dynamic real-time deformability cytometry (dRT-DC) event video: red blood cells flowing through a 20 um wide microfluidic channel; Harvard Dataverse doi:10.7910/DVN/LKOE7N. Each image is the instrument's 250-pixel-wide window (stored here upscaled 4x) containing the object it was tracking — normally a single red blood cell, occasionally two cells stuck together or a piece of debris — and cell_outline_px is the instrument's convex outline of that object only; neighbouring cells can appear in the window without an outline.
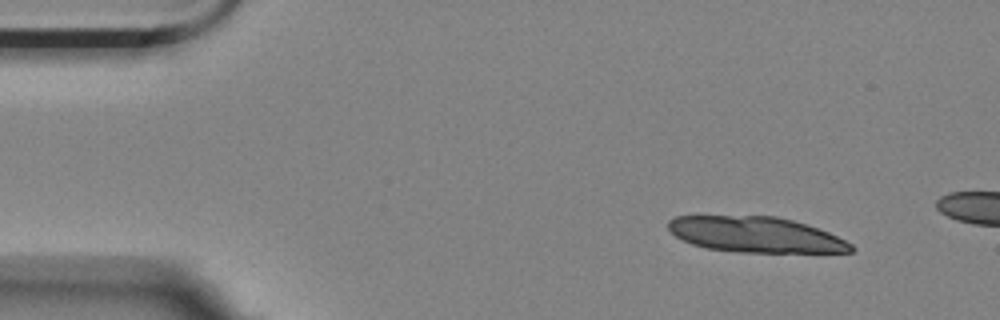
{"species": "Egyptian fruit bat (a non-hibernating species)", "species_latin": "Rousettus aegyptiacus", "temperature_condition": "room temperature", "stored_images_in_passage": 4, "camera_frame_rate_fps": 3000, "um_per_image_px": 0.085, "animal": {"sex": "female"}, "frame": {"image": 1, "passage_image": 1, "time_ms": 0.0, "image_size_px": [1000, 320], "cell_outline_px": [[856, 248], [852, 252], [740, 252], [708, 248], [692, 244], [676, 236], [668, 228], [668, 220], [676, 216], [776, 216], [808, 224], [828, 232], [852, 244]], "centroid_in_image_um": [64.25, 19.94], "position_along_channel_um": 20.8, "area_um2": 37.69}}